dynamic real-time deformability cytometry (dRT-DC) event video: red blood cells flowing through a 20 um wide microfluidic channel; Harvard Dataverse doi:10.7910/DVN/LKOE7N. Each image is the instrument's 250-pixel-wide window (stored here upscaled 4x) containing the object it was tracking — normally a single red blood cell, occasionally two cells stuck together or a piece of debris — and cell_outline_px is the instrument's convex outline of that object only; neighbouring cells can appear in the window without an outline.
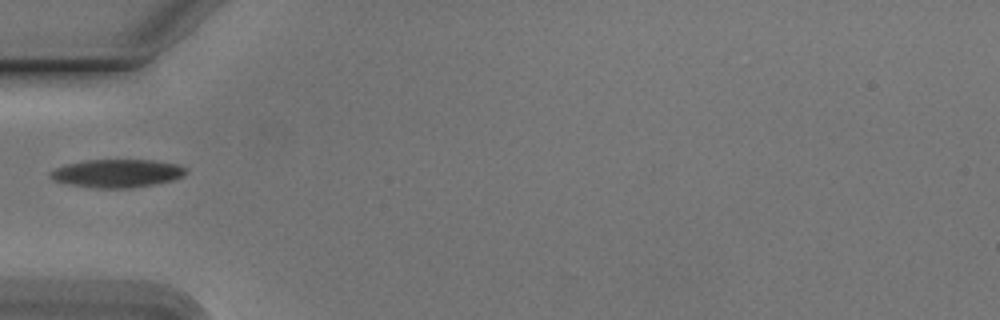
{"species": "Egyptian fruit bat (a non-hibernating species)", "species_latin": "Rousettus aegyptiacus", "temperature_condition": "cold", "stored_images_in_passage": 7, "camera_frame_rate_fps": 3000, "um_per_image_px": 0.085, "animal": {"sex": "male"}, "frame": {"image": 1, "passage_image": 1, "time_ms": 0.0, "image_size_px": [1000, 320], "cell_outline_px": [[188, 172], [184, 176], [172, 180], [132, 188], [92, 188], [72, 184], [56, 180], [48, 172], [56, 168], [68, 164], [88, 160], [152, 160], [176, 164], [188, 168]], "centroid_in_image_um": [10.02, 14.73], "position_along_channel_um": 75.0, "area_um2": 21.96}}